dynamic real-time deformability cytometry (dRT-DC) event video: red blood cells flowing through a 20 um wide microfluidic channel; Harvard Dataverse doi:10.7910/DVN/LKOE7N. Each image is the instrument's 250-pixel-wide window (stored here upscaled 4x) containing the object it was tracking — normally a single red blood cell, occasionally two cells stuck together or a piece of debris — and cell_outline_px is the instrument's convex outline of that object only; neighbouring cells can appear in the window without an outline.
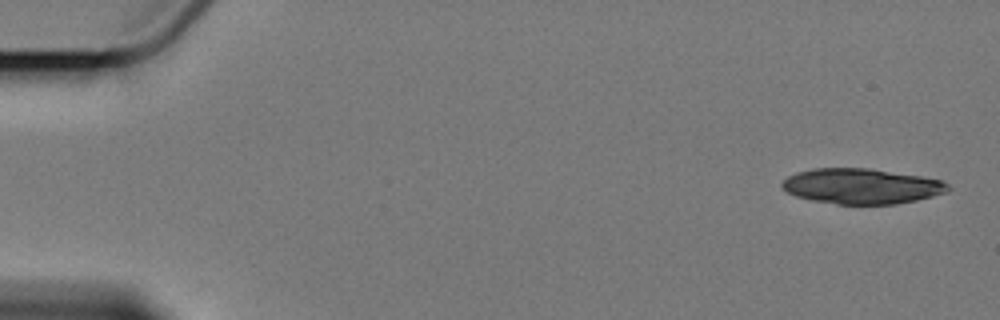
{"species": "Egyptian fruit bat (a non-hibernating species)", "species_latin": "Rousettus aegyptiacus", "temperature_condition": "cold", "stored_images_in_passage": 9, "camera_frame_rate_fps": 3000, "um_per_image_px": 0.085, "animal": {"sex": "female"}, "frame": {"image": 1, "passage_image": 1, "time_ms": 0.0, "image_size_px": [1000, 320], "cell_outline_px": [[952, 188], [948, 192], [916, 200], [896, 204], [836, 204], [812, 200], [796, 196], [788, 192], [780, 184], [788, 176], [796, 172], [812, 168], [868, 168], [920, 176], [944, 180]], "centroid_in_image_um": [73.25, 15.82], "position_along_channel_um": 11.7, "area_um2": 34.22}}
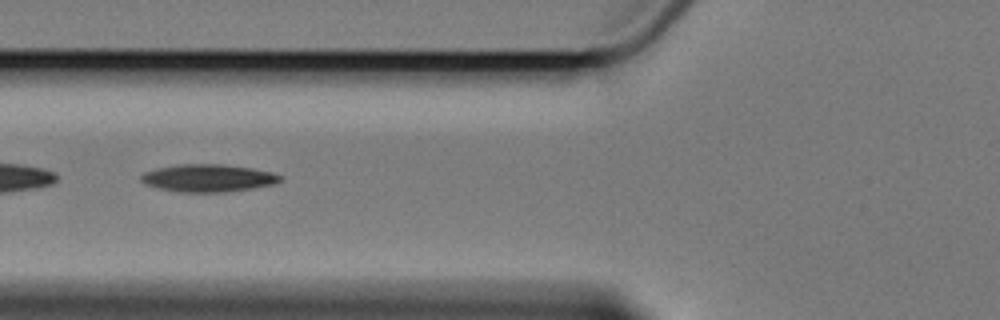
{"frame": {"image": 2, "passage_image": 7, "time_ms": 7.0, "image_size_px": [1000, 320], "cell_outline_px": [[284, 180], [272, 184], [224, 192], [180, 192], [160, 188], [144, 184], [140, 180], [140, 176], [144, 172], [156, 168], [176, 164], [220, 164], [252, 168], [272, 172], [284, 176]], "centroid_in_image_um": [17.67, 15.12], "position_along_channel_um": 108.1, "area_um2": 22.31}}
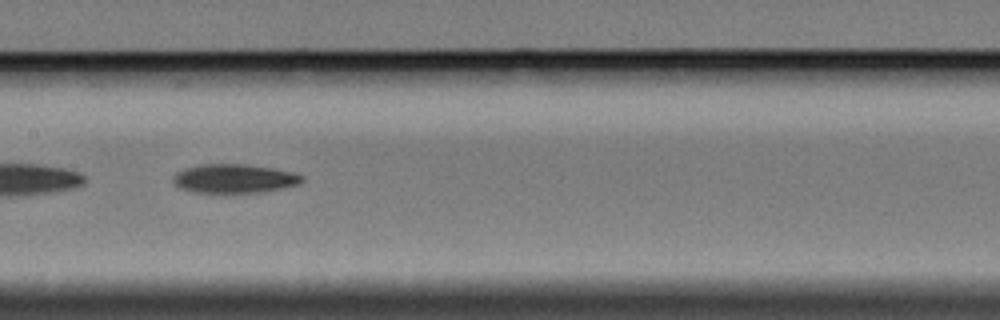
{"frame": {"image": 3, "passage_image": 9, "time_ms": 9.333, "image_size_px": [1000, 320], "cell_outline_px": [[304, 180], [296, 184], [280, 188], [256, 192], [192, 192], [180, 188], [172, 180], [172, 176], [176, 172], [184, 168], [204, 164], [244, 164], [272, 168], [292, 172], [304, 176]], "centroid_in_image_um": [19.86, 15.16], "position_along_channel_um": 187.5, "area_um2": 21.39}}